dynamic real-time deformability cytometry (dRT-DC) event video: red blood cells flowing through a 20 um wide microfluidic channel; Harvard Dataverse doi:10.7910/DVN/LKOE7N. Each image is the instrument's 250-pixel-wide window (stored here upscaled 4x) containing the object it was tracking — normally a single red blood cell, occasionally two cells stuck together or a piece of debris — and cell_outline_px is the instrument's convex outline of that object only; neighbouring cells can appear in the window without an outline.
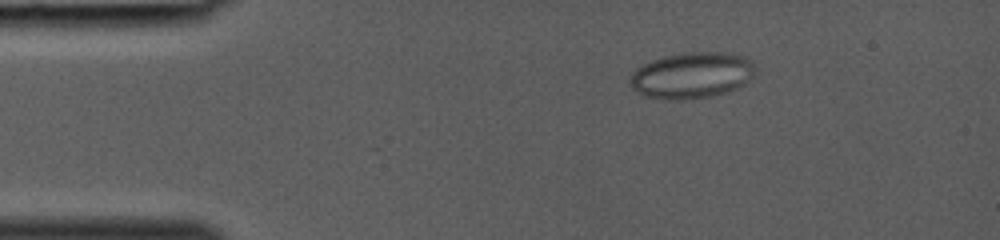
{"species": "common noctule bat (a hibernating species)", "species_latin": "Nyctalus noctula", "temperature_condition": "room temperature", "stored_images_in_passage": 38, "camera_frame_rate_fps": 3000, "um_per_image_px": 0.085, "animal": {"sex": "female", "body_mass_g": 19.0, "forearm_length_mm": 53.3}, "frame": {"image": 1, "passage_image": 4, "time_ms": 1.0, "image_size_px": [1000, 240], "cell_outline_px": [[756, 68], [752, 76], [744, 84], [728, 92], [712, 96], [680, 100], [664, 100], [644, 96], [636, 92], [632, 88], [628, 80], [632, 72], [636, 68], [652, 60], [664, 56], [684, 52], [724, 52], [744, 56], [752, 60]], "centroid_in_image_um": [58.78, 6.4], "position_along_channel_um": 26.2, "area_um2": 34.1}}
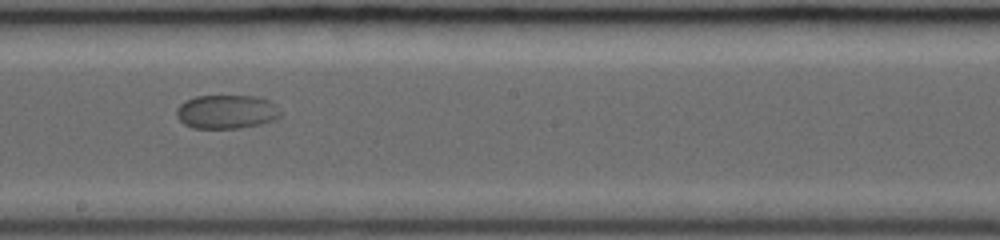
{"frame": {"image": 2, "passage_image": 21, "time_ms": 6.667, "image_size_px": [1000, 240], "cell_outline_px": [[280, 116], [272, 120], [260, 124], [240, 128], [192, 128], [184, 124], [176, 116], [176, 108], [184, 100], [196, 96], [252, 96], [268, 100], [276, 104], [280, 112]], "centroid_in_image_um": [19.22, 9.5], "position_along_channel_um": 229.0, "area_um2": 20.52}}
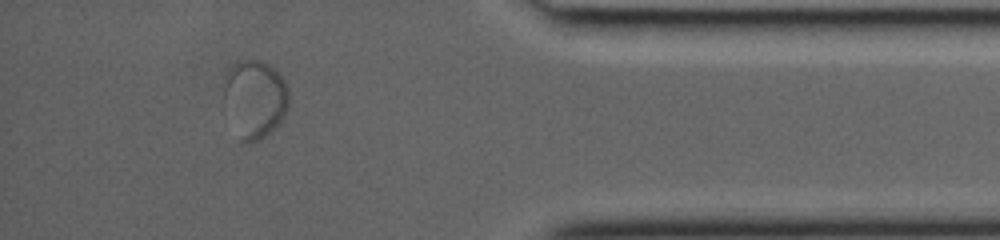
{"frame": {"image": 3, "passage_image": 34, "time_ms": 11.0, "image_size_px": [1000, 240], "cell_outline_px": [[288, 108], [280, 124], [264, 136], [248, 144], [240, 140], [224, 100], [224, 76], [228, 68], [232, 64], [240, 60], [260, 60], [268, 64], [284, 80], [288, 88]], "centroid_in_image_um": [21.66, 8.38], "position_along_channel_um": 413.5, "area_um2": 29.42}}